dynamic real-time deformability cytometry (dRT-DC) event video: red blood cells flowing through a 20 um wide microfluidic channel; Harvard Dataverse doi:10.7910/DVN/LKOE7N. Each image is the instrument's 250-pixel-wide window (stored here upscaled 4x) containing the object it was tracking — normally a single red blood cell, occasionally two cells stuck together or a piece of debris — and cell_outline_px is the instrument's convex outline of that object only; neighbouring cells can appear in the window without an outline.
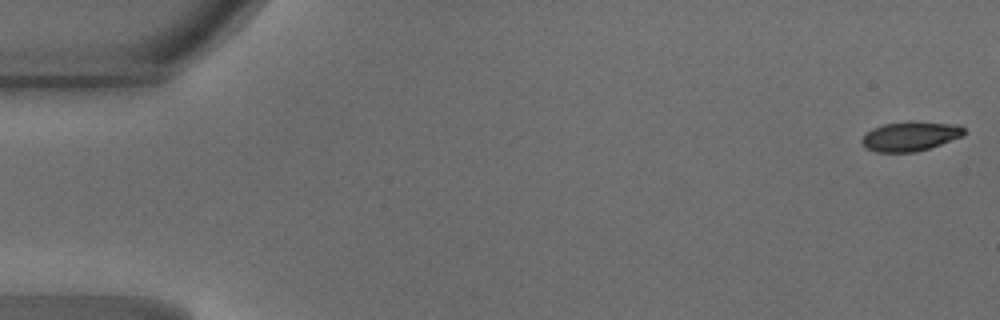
{"species": "common noctule bat (a hibernating species)", "species_latin": "Nyctalus noctula", "temperature_condition": "warm", "stored_images_in_passage": 48, "camera_frame_rate_fps": 3000, "um_per_image_px": 0.085, "animal": {"sex": "male", "body_mass_g": 18.8}, "frame": {"image": 1, "passage_image": 1, "time_ms": 0.0, "image_size_px": [1000, 320], "cell_outline_px": [[964, 136], [916, 152], [876, 152], [864, 148], [860, 140], [872, 128], [884, 124], [908, 120], [912, 120], [960, 124], [964, 128]], "centroid_in_image_um": [77.38, 11.56], "position_along_channel_um": 7.6, "area_um2": 17.92}}
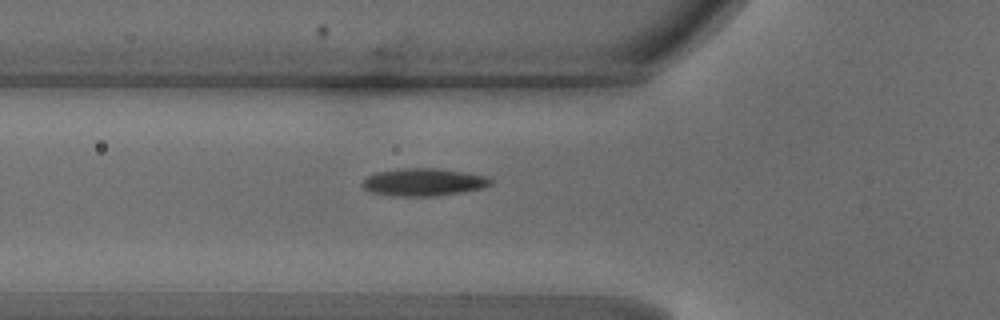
{"frame": {"image": 2, "passage_image": 17, "time_ms": 5.333, "image_size_px": [1000, 320], "cell_outline_px": [[492, 184], [484, 188], [460, 192], [432, 196], [388, 196], [368, 192], [360, 184], [368, 176], [376, 172], [400, 168], [436, 168], [464, 172], [488, 176], [492, 180]], "centroid_in_image_um": [35.97, 15.48], "position_along_channel_um": 89.8, "area_um2": 20.81}}
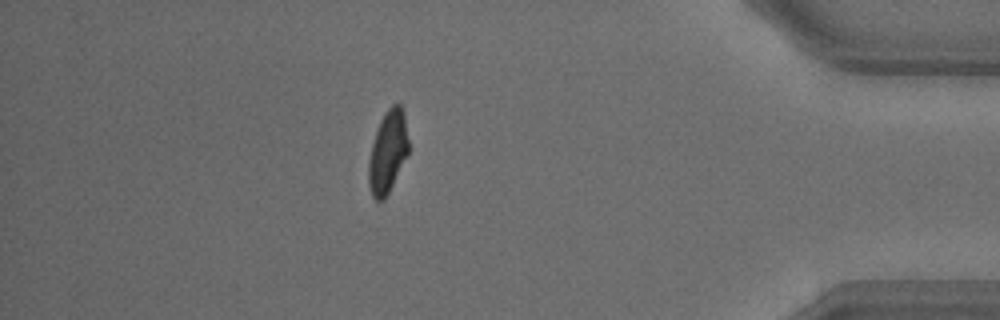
{"frame": {"image": 3, "passage_image": 42, "time_ms": 13.667, "image_size_px": [1000, 320], "cell_outline_px": [[408, 152], [384, 200], [376, 200], [372, 196], [368, 184], [368, 164], [372, 144], [380, 120], [384, 112], [392, 104], [400, 104], [404, 112], [408, 140]], "centroid_in_image_um": [32.94, 12.88], "position_along_channel_um": 402.3, "area_um2": 18.84}, "authors_computed_cell_mechanics": {"area_um2": 19.4786, "velocity_mm_per_s": 4.2272, "shape_relaxation_time_tau1_ms": 3.4397, "shape_relaxation_time_tau2_ms": 1.7714, "deformation_change_tau1": 0.1527, "deformation_change_tau2": 0.0817}}